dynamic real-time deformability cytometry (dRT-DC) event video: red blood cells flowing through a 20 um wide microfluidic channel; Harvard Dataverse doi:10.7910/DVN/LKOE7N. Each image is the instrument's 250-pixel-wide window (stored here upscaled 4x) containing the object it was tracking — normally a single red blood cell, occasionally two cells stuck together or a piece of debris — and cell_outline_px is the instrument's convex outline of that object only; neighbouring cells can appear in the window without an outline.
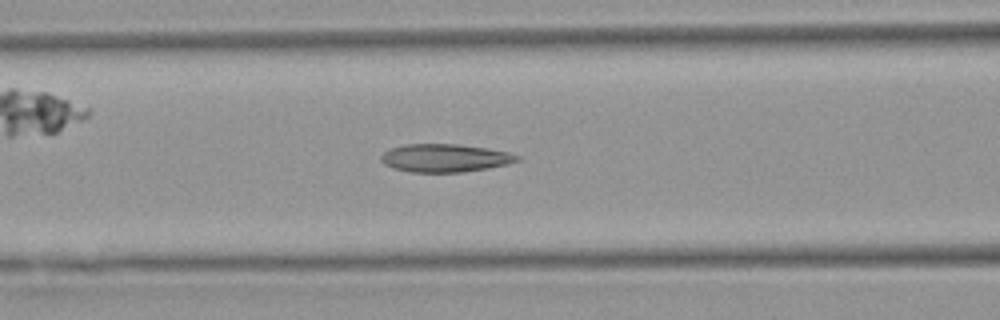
{"species": "Egyptian fruit bat (a non-hibernating species)", "species_latin": "Rousettus aegyptiacus", "temperature_condition": "warm", "stored_images_in_passage": 49, "camera_frame_rate_fps": 3000, "um_per_image_px": 0.085, "animal": {"sex": "female"}, "frame": {"image": 1, "passage_image": 21, "time_ms": 6.667, "image_size_px": [1000, 320], "cell_outline_px": [[520, 160], [508, 164], [488, 168], [464, 172], [408, 172], [392, 168], [384, 164], [380, 160], [380, 156], [384, 152], [392, 148], [404, 144], [460, 144], [488, 148], [508, 152], [520, 156]], "centroid_in_image_um": [37.82, 13.43], "position_along_channel_um": 128.8, "area_um2": 22.43}}
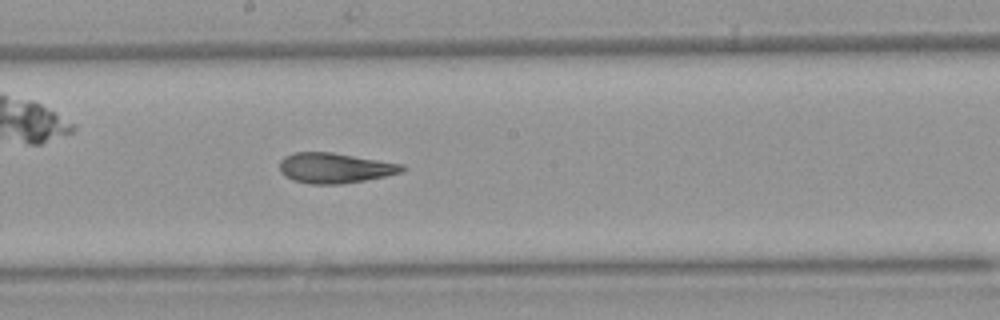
{"frame": {"image": 2, "passage_image": 28, "time_ms": 9.0, "image_size_px": [1000, 320], "cell_outline_px": [[404, 168], [400, 172], [384, 176], [364, 180], [340, 184], [308, 184], [292, 180], [284, 176], [280, 172], [280, 160], [284, 156], [292, 152], [332, 152], [404, 164]], "centroid_in_image_um": [28.4, 14.27], "position_along_channel_um": 219.8, "area_um2": 21.62}}
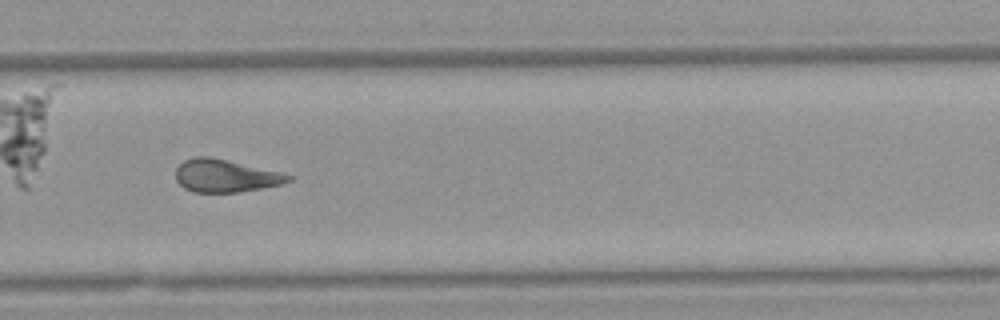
{"frame": {"image": 3, "passage_image": 35, "time_ms": 11.333, "image_size_px": [1000, 320], "cell_outline_px": [[292, 180], [280, 184], [240, 192], [192, 192], [184, 188], [176, 180], [176, 168], [184, 160], [196, 156], [208, 156], [280, 172], [292, 176]], "centroid_in_image_um": [19.12, 14.95], "position_along_channel_um": 310.7, "area_um2": 21.21}, "authors_computed_cell_mechanics": {"area_um2": 23.0622, "velocity_mm_per_s": 3.9073, "shape_relaxation_time_tau1_ms": null, "shape_relaxation_time_tau2_ms": 3.4605, "deformation_change_tau1": null, "deformation_change_tau2": 0.1245}}